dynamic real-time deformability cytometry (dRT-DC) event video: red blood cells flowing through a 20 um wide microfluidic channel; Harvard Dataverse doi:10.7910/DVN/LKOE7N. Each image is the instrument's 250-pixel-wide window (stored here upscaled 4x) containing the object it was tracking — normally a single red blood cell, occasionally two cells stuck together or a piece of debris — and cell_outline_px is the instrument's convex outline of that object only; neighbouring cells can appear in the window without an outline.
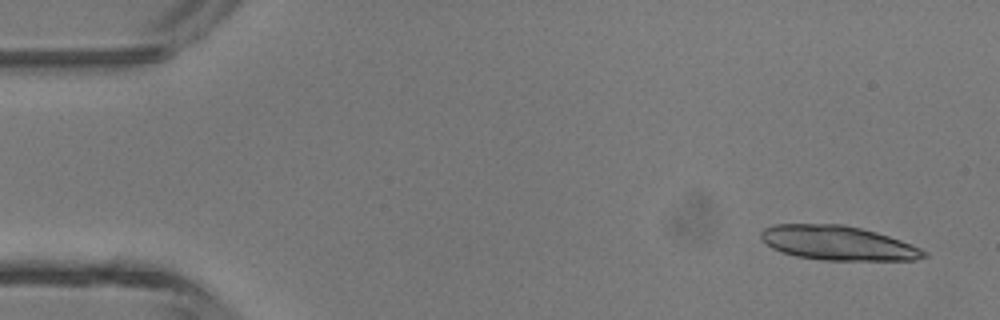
{"species": "common noctule bat (a hibernating species)", "species_latin": "Nyctalus noctula", "temperature_condition": "room temperature", "stored_images_in_passage": 5, "camera_frame_rate_fps": 3000, "um_per_image_px": 0.085, "animal": {"sex": "male", "body_mass_g": 13.3}, "frame": {"image": 1, "passage_image": 1, "time_ms": 0.0, "image_size_px": [1000, 320], "cell_outline_px": [[928, 256], [916, 260], [820, 260], [796, 256], [780, 252], [772, 248], [760, 236], [760, 232], [764, 228], [776, 224], [844, 224], [876, 232], [900, 240], [920, 248], [928, 252]], "centroid_in_image_um": [71.22, 20.66], "position_along_channel_um": 13.8, "area_um2": 32.6}}